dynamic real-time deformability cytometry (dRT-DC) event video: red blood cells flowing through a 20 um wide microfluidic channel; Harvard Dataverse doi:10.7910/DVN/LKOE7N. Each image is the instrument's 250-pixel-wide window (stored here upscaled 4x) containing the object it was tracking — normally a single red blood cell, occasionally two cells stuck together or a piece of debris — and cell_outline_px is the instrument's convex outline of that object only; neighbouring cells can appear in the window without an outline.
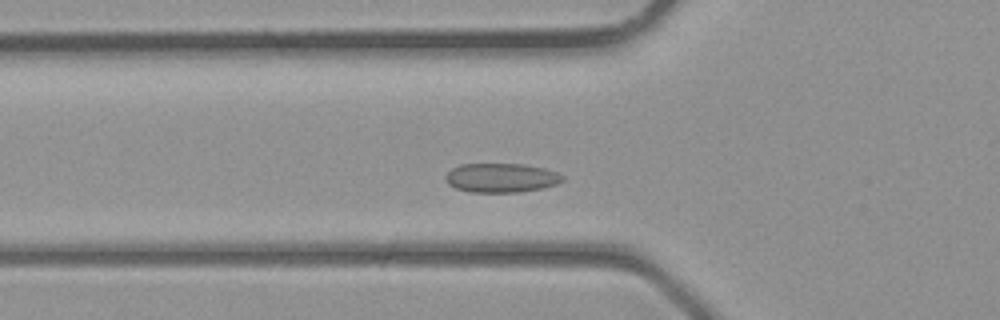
{"species": "common noctule bat (a hibernating species)", "species_latin": "Nyctalus noctula", "temperature_condition": "room temperature", "stored_images_in_passage": 35, "camera_frame_rate_fps": 3000, "um_per_image_px": 0.085, "animal": {"sex": "male", "body_mass_g": 23.1, "forearm_length_mm": 52.7}, "frame": {"image": 1, "passage_image": 9, "time_ms": 2.667, "image_size_px": [1000, 320], "cell_outline_px": [[564, 180], [556, 184], [544, 188], [520, 192], [468, 192], [456, 188], [448, 184], [444, 180], [444, 176], [452, 168], [460, 164], [524, 164], [544, 168], [556, 172], [564, 176]], "centroid_in_image_um": [42.59, 15.12], "position_along_channel_um": 83.2, "area_um2": 20.06}}
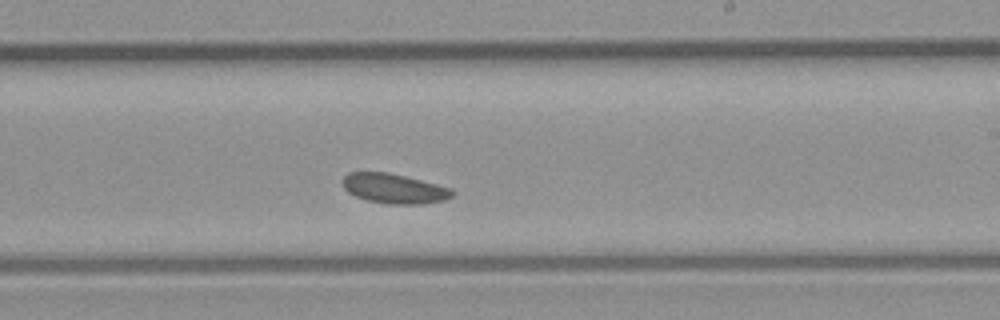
{"frame": {"image": 2, "passage_image": 19, "time_ms": 6.0, "image_size_px": [1000, 320], "cell_outline_px": [[456, 192], [452, 196], [444, 200], [424, 204], [388, 204], [368, 200], [356, 196], [348, 192], [344, 188], [340, 180], [348, 172], [388, 172], [452, 188]], "centroid_in_image_um": [33.49, 16.02], "position_along_channel_um": 255.5, "area_um2": 19.07}}
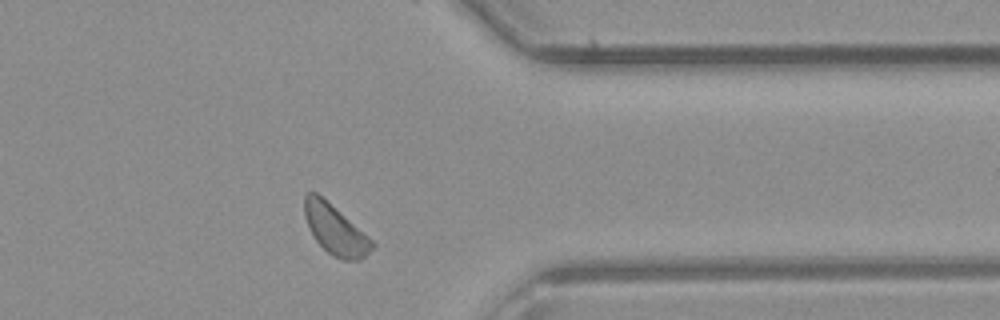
{"frame": {"image": 3, "passage_image": 27, "time_ms": 8.667, "image_size_px": [1000, 320], "cell_outline_px": [[376, 244], [364, 256], [356, 260], [340, 260], [332, 256], [316, 240], [304, 216], [304, 196], [308, 192], [316, 192], [368, 236]], "centroid_in_image_um": [28.48, 19.53], "position_along_channel_um": 382.9, "area_um2": 19.02}}